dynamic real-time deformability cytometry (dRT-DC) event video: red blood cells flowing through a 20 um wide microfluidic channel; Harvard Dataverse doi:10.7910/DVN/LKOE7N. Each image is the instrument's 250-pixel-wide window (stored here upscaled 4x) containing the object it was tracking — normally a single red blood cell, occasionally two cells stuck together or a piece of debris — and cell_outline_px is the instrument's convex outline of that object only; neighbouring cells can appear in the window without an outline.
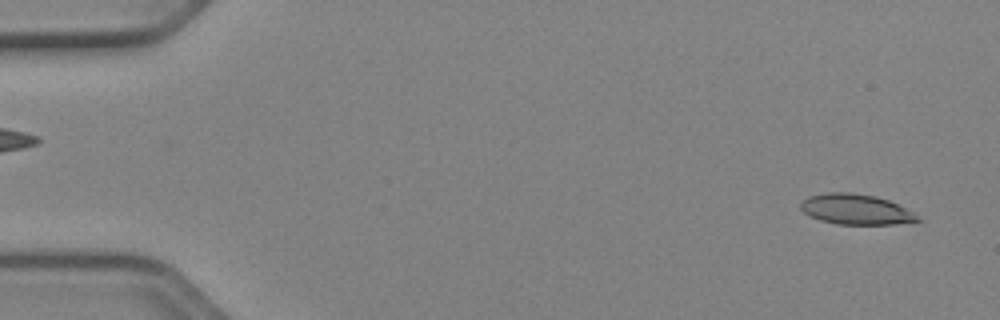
{"species": "Egyptian fruit bat (a non-hibernating species)", "species_latin": "Rousettus aegyptiacus", "temperature_condition": "cold", "stored_images_in_passage": 51, "camera_frame_rate_fps": 3000, "um_per_image_px": 0.085, "animal": {"sex": "female"}, "frame": {"image": 1, "passage_image": 2, "time_ms": 0.333, "image_size_px": [1000, 320], "cell_outline_px": [[924, 220], [896, 224], [836, 224], [820, 220], [804, 212], [800, 208], [800, 204], [808, 196], [824, 192], [852, 192], [876, 196], [888, 200], [912, 212]], "centroid_in_image_um": [72.74, 17.79], "position_along_channel_um": 12.3, "area_um2": 20.63}}
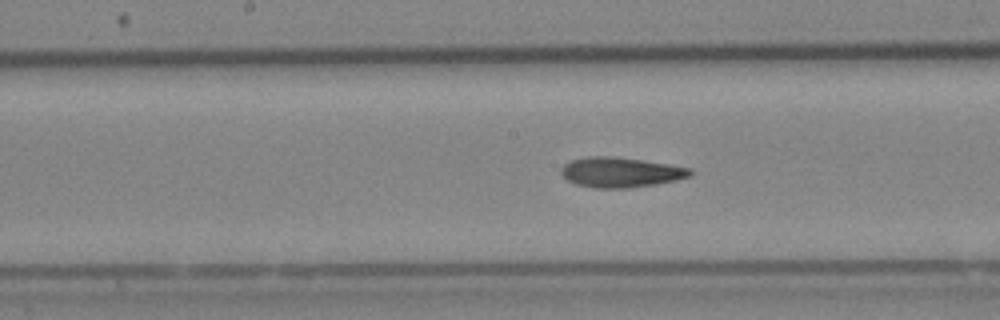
{"frame": {"image": 2, "passage_image": 26, "time_ms": 8.333, "image_size_px": [1000, 320], "cell_outline_px": [[692, 176], [676, 180], [656, 184], [628, 188], [592, 188], [576, 184], [568, 180], [560, 172], [560, 168], [564, 164], [572, 160], [588, 156], [608, 156], [640, 160], [668, 164], [692, 168]], "centroid_in_image_um": [52.75, 14.65], "position_along_channel_um": 195.4, "area_um2": 22.54}}
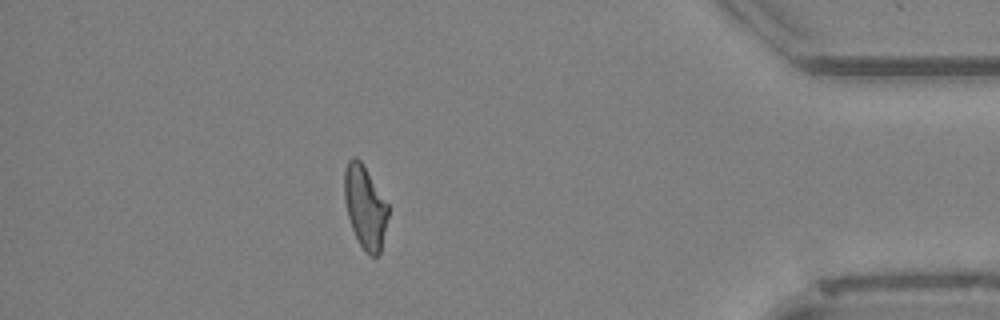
{"frame": {"image": 3, "passage_image": 45, "time_ms": 14.667, "image_size_px": [1000, 320], "cell_outline_px": [[388, 216], [380, 252], [376, 256], [368, 256], [364, 252], [352, 228], [348, 216], [344, 200], [344, 172], [348, 160], [352, 156], [356, 156], [360, 160], [388, 204]], "centroid_in_image_um": [31.01, 17.59], "position_along_channel_um": 404.2, "area_um2": 20.98}, "authors_computed_cell_mechanics": {"area_um2": 21.675, "velocity_mm_per_s": 3.9491, "shape_relaxation_time_tau1_ms": null, "shape_relaxation_time_tau2_ms": 5.415, "deformation_change_tau1": null, "deformation_change_tau2": 0.1549}}